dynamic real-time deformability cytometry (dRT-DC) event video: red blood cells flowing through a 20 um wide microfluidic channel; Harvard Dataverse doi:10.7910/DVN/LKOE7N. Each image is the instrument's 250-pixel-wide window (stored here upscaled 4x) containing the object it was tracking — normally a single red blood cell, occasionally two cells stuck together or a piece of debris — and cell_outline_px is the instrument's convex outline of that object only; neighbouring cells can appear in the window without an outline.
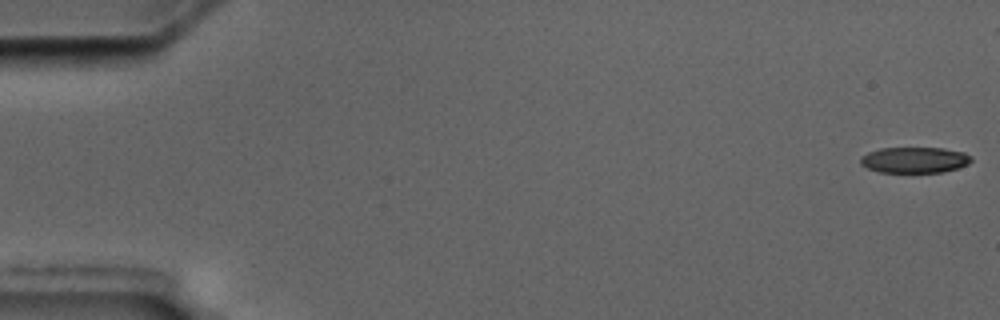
{"species": "common noctule bat (a hibernating species)", "species_latin": "Nyctalus noctula", "temperature_condition": "cold", "stored_images_in_passage": 6, "camera_frame_rate_fps": 3000, "um_per_image_px": 0.085, "animal": {"sex": "male", "body_mass_g": 17.5, "forearm_length_mm": 52.3}, "frame": {"image": 1, "passage_image": 1, "time_ms": 0.0, "image_size_px": [1000, 320], "cell_outline_px": [[972, 160], [968, 164], [944, 172], [880, 172], [868, 168], [860, 164], [860, 156], [868, 152], [880, 148], [944, 148], [964, 152], [972, 156]], "centroid_in_image_um": [77.73, 13.59], "position_along_channel_um": 7.3, "area_um2": 16.76}}
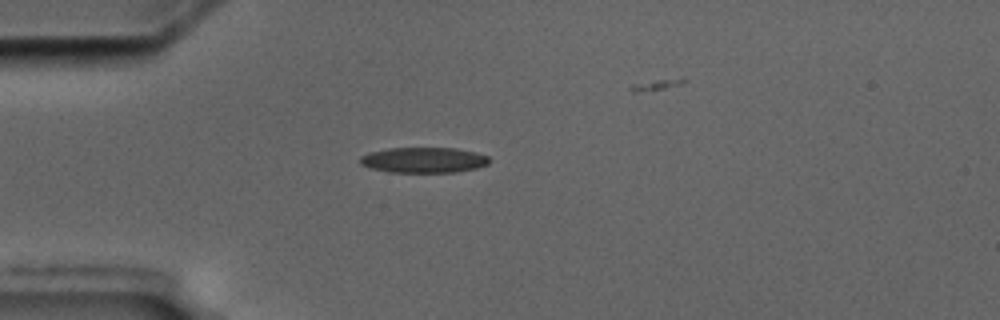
{"frame": {"image": 2, "passage_image": 4, "time_ms": 5.0, "image_size_px": [1000, 320], "cell_outline_px": [[492, 160], [488, 164], [476, 168], [456, 172], [388, 172], [372, 168], [360, 164], [360, 156], [368, 152], [388, 148], [456, 148], [476, 152], [488, 156]], "centroid_in_image_um": [36.03, 13.6], "position_along_channel_um": 49.0, "area_um2": 19.31}}